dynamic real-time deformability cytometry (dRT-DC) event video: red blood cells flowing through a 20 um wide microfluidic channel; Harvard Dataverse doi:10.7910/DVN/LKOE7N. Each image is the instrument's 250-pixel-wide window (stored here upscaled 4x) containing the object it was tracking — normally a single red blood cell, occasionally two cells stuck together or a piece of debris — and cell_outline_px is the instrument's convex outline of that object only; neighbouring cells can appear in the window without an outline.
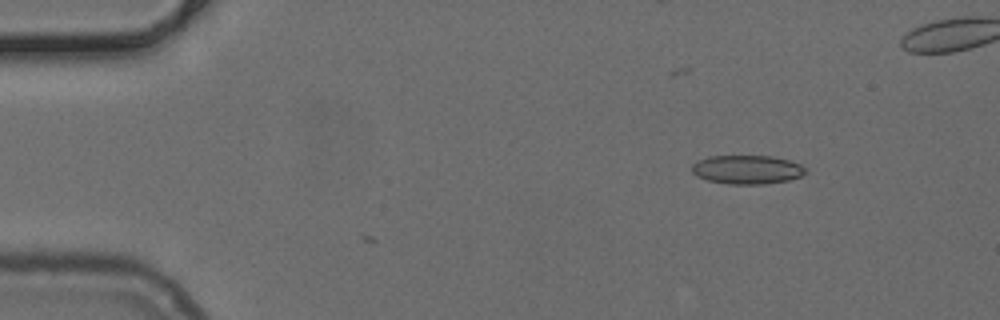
{"species": "common noctule bat (a hibernating species)", "species_latin": "Nyctalus noctula", "temperature_condition": "cold", "stored_images_in_passage": 4, "camera_frame_rate_fps": 3000, "um_per_image_px": 0.085, "animal": {"sex": "female", "body_mass_g": 24.6, "forearm_length_mm": 56.2}, "frame": {"image": 1, "passage_image": 1, "time_ms": 0.0, "image_size_px": [1000, 320], "cell_outline_px": [[808, 172], [800, 176], [788, 180], [764, 184], [728, 184], [708, 180], [696, 176], [692, 172], [692, 164], [708, 156], [772, 156], [788, 160], [800, 164]], "centroid_in_image_um": [63.49, 14.41], "position_along_channel_um": 21.5, "area_um2": 19.02}}